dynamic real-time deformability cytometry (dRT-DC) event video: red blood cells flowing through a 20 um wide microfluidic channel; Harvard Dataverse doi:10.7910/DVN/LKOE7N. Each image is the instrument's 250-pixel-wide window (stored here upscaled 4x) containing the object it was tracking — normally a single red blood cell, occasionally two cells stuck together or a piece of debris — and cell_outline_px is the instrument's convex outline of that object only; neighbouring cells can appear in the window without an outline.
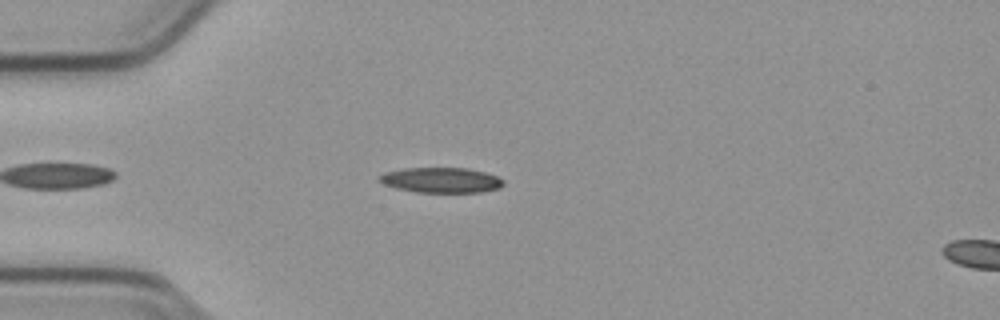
{"species": "common noctule bat (a hibernating species)", "species_latin": "Nyctalus noctula", "temperature_condition": "cold", "stored_images_in_passage": 10, "camera_frame_rate_fps": 3000, "um_per_image_px": 0.085, "animal": {"sex": "male", "body_mass_g": 23.1, "forearm_length_mm": 52.7}, "frame": {"image": 1, "passage_image": 7, "time_ms": 2.0, "image_size_px": [1000, 320], "cell_outline_px": [[504, 184], [500, 188], [480, 192], [416, 192], [396, 188], [384, 184], [376, 180], [376, 176], [384, 172], [404, 168], [464, 168], [484, 172], [496, 176], [504, 180]], "centroid_in_image_um": [37.44, 15.31], "position_along_channel_um": 47.6, "area_um2": 18.32}}